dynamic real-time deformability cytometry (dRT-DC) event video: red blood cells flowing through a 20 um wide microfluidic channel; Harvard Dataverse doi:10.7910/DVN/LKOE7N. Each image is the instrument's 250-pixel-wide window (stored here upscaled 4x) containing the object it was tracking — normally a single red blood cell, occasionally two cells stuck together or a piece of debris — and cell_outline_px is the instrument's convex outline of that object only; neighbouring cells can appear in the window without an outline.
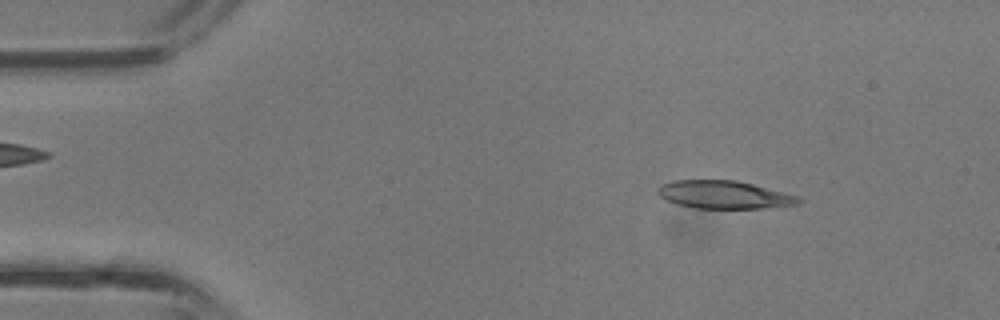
{"species": "common noctule bat (a hibernating species)", "species_latin": "Nyctalus noctula", "temperature_condition": "room temperature", "stored_images_in_passage": 35, "camera_frame_rate_fps": 3000, "um_per_image_px": 0.085, "animal": {"sex": "male", "body_mass_g": 13.3}, "frame": {"image": 1, "passage_image": 3, "time_ms": 0.667, "image_size_px": [1000, 320], "cell_outline_px": [[804, 200], [800, 204], [760, 208], [692, 208], [676, 204], [660, 196], [656, 192], [656, 188], [660, 184], [672, 180], [736, 180], [800, 196]], "centroid_in_image_um": [61.53, 16.54], "position_along_channel_um": 23.5, "area_um2": 23.06}}
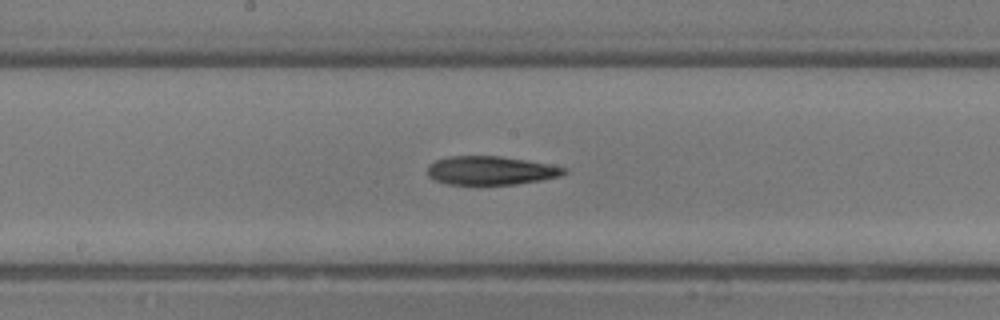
{"frame": {"image": 2, "passage_image": 17, "time_ms": 5.333, "image_size_px": [1000, 320], "cell_outline_px": [[568, 172], [560, 176], [540, 180], [516, 184], [444, 184], [428, 176], [428, 164], [436, 160], [448, 156], [500, 156], [524, 160], [568, 168]], "centroid_in_image_um": [41.69, 14.49], "position_along_channel_um": 206.5, "area_um2": 22.66}}
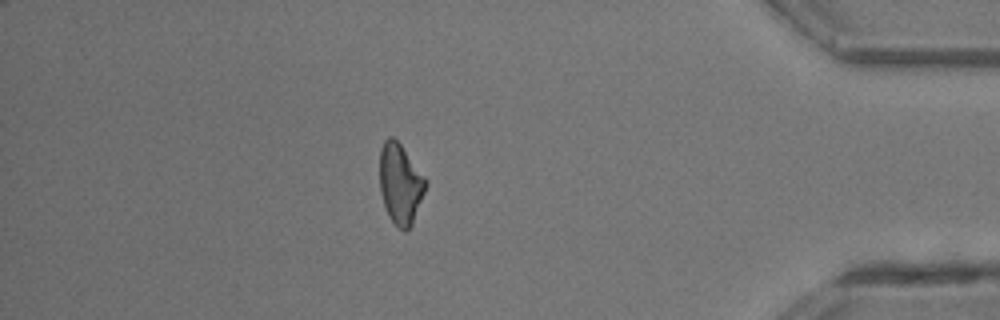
{"frame": {"image": 3, "passage_image": 30, "time_ms": 9.667, "image_size_px": [1000, 320], "cell_outline_px": [[428, 184], [412, 224], [404, 232], [388, 216], [380, 192], [380, 148], [384, 140], [388, 136], [392, 136], [400, 144], [428, 180]], "centroid_in_image_um": [34.03, 15.6], "position_along_channel_um": 401.2, "area_um2": 21.5}}